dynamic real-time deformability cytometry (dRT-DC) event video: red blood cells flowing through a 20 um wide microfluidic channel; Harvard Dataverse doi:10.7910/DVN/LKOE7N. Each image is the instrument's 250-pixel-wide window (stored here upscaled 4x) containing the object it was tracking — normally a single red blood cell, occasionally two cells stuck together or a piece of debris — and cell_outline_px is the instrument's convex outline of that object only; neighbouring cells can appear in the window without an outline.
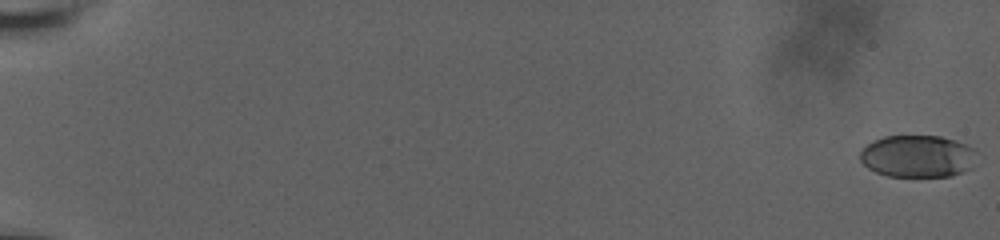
{"species": "human", "species_latin": "Homo sapiens", "temperature_condition": "room temperature", "stored_images_in_passage": 61, "camera_frame_rate_fps": 3000, "um_per_image_px": 0.085, "donor": {"sex": "male"}, "frame": {"image": 1, "passage_image": 1, "time_ms": 0.0, "image_size_px": [1000, 240], "cell_outline_px": [[976, 152], [972, 168], [952, 176], [888, 176], [876, 172], [868, 168], [860, 160], [860, 152], [872, 140], [884, 136], [940, 136], [968, 144], [976, 148]], "centroid_in_image_um": [78.02, 13.27], "position_along_channel_um": 7.0, "area_um2": 28.84}}
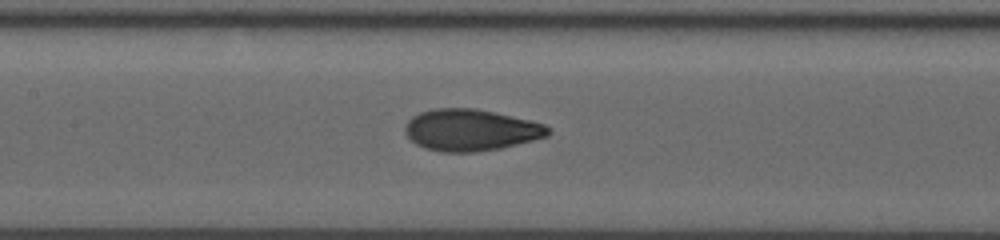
{"frame": {"image": 2, "passage_image": 33, "time_ms": 10.667, "image_size_px": [1000, 240], "cell_outline_px": [[552, 132], [548, 136], [500, 148], [476, 152], [440, 152], [424, 148], [416, 144], [404, 132], [404, 124], [412, 116], [420, 112], [432, 108], [476, 108], [528, 120], [544, 124], [552, 128]], "centroid_in_image_um": [39.98, 11.05], "position_along_channel_um": 167.4, "area_um2": 34.8}}
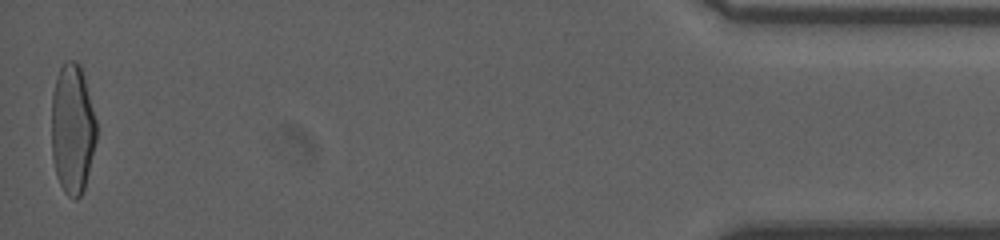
{"frame": {"image": 3, "passage_image": 61, "time_ms": 20.0, "image_size_px": [1000, 240], "cell_outline_px": [[96, 140], [84, 188], [80, 196], [76, 200], [68, 196], [64, 192], [56, 176], [52, 156], [52, 92], [56, 76], [60, 68], [68, 60], [76, 60], [80, 64], [96, 120]], "centroid_in_image_um": [6.14, 10.96], "position_along_channel_um": 429.1, "area_um2": 33.87}, "authors_computed_cell_mechanics": {"area_um2": 33.4084, "velocity_mm_per_s": 3.6703, "shape_relaxation_time_tau1_ms": 5.6606, "shape_relaxation_time_tau2_ms": 1.0569, "deformation_change_tau1": 0.2043, "deformation_change_tau2": 0.0695}}